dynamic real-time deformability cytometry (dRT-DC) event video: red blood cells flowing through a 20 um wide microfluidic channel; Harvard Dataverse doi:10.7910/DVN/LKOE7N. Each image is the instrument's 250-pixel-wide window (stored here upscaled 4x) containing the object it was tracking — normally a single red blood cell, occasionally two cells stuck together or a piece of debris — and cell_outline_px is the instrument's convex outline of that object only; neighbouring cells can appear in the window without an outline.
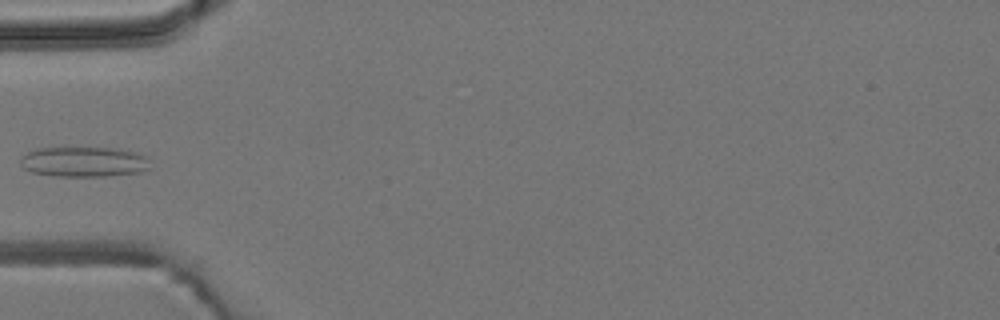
{"species": "common noctule bat (a hibernating species)", "species_latin": "Nyctalus noctula", "temperature_condition": "room temperature", "stored_images_in_passage": 6, "camera_frame_rate_fps": 3000, "um_per_image_px": 0.085, "animal": {"sex": "male", "body_mass_g": 19.2, "forearm_length_mm": 51.8}, "frame": {"image": 1, "passage_image": 6, "time_ms": 5.667, "image_size_px": [1000, 320], "cell_outline_px": [[152, 168], [140, 172], [104, 176], [56, 176], [32, 172], [24, 168], [20, 164], [20, 156], [36, 148], [64, 144], [120, 148], [136, 152], [144, 156]], "centroid_in_image_um": [7.08, 13.68], "position_along_channel_um": 77.9, "area_um2": 24.04}}